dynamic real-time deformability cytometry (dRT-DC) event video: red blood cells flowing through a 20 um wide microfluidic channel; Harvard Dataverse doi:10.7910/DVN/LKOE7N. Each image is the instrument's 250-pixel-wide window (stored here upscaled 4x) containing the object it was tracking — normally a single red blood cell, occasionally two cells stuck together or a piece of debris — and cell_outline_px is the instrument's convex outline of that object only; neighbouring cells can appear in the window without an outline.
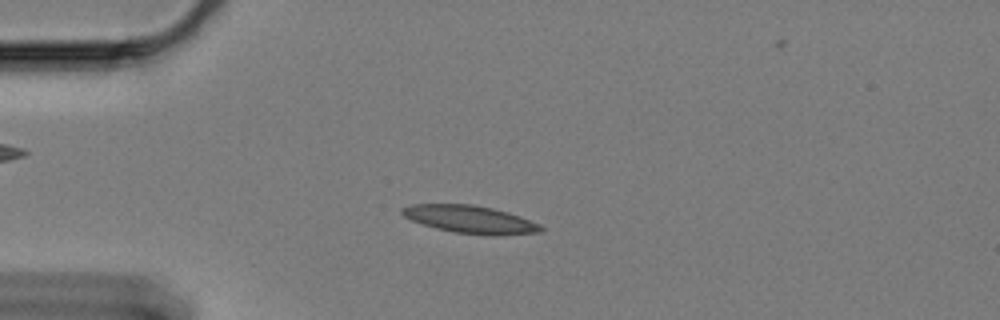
{"species": "Egyptian fruit bat (a non-hibernating species)", "species_latin": "Rousettus aegyptiacus", "temperature_condition": "cold", "stored_images_in_passage": 57, "camera_frame_rate_fps": 3000, "um_per_image_px": 0.085, "animal": {"sex": "female"}, "frame": {"image": 1, "passage_image": 11, "time_ms": 3.333, "image_size_px": [1000, 320], "cell_outline_px": [[544, 228], [540, 232], [492, 236], [488, 236], [452, 232], [436, 228], [412, 220], [404, 216], [400, 212], [400, 208], [412, 204], [472, 204], [492, 208], [508, 212], [520, 216], [540, 224]], "centroid_in_image_um": [39.97, 18.65], "position_along_channel_um": 45.0, "area_um2": 22.48}}
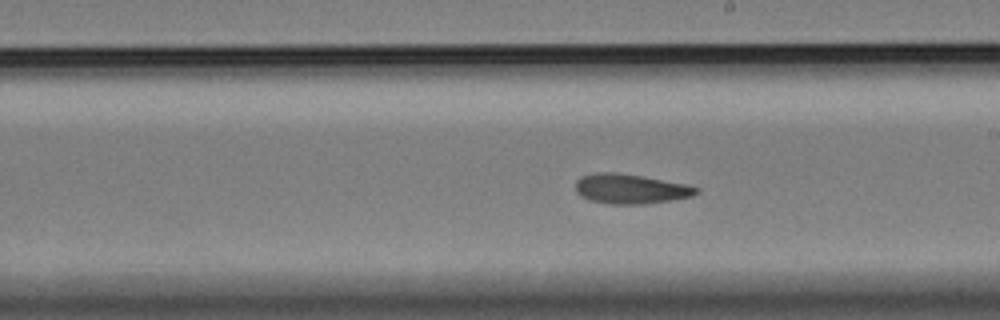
{"frame": {"image": 2, "passage_image": 30, "time_ms": 9.667, "image_size_px": [1000, 320], "cell_outline_px": [[700, 192], [692, 196], [672, 200], [648, 204], [612, 204], [588, 200], [580, 196], [576, 192], [576, 180], [580, 176], [596, 172], [616, 172], [688, 184], [700, 188]], "centroid_in_image_um": [53.6, 16.05], "position_along_channel_um": 235.4, "area_um2": 21.15}}
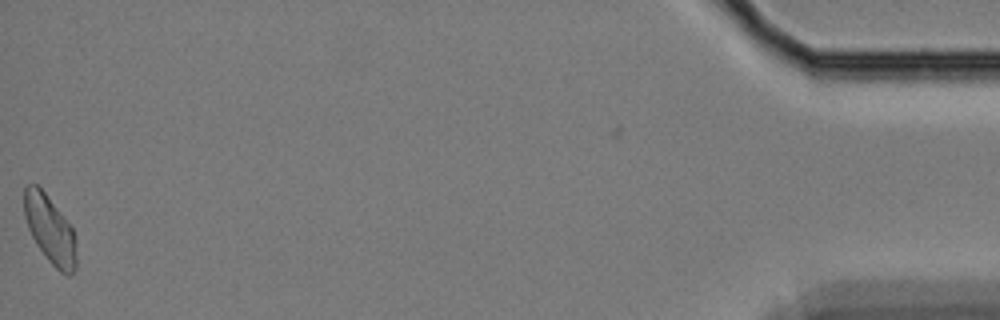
{"frame": {"image": 3, "passage_image": 56, "time_ms": 18.333, "image_size_px": [1000, 320], "cell_outline_px": [[76, 268], [72, 276], [68, 276], [60, 272], [48, 260], [36, 244], [28, 228], [24, 216], [24, 188], [28, 184], [36, 184], [44, 192], [72, 228], [76, 256]], "centroid_in_image_um": [4.23, 19.54], "position_along_channel_um": 431.0, "area_um2": 20.29}, "authors_computed_cell_mechanics": {"area_um2": 21.1548, "velocity_mm_per_s": 3.3165, "shape_relaxation_time_tau1_ms": null, "shape_relaxation_time_tau2_ms": 4.3559, "deformation_change_tau1": null, "deformation_change_tau2": 0.1029}}